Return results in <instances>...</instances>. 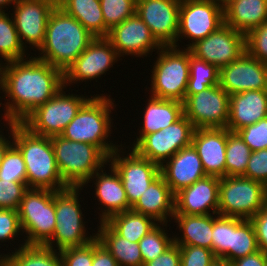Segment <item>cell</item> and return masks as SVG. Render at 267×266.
Returning a JSON list of instances; mask_svg holds the SVG:
<instances>
[{"instance_id":"6da1fadb","label":"cell","mask_w":267,"mask_h":266,"mask_svg":"<svg viewBox=\"0 0 267 266\" xmlns=\"http://www.w3.org/2000/svg\"><path fill=\"white\" fill-rule=\"evenodd\" d=\"M63 87L64 72L35 56L0 65V99L7 101L2 109L13 122L21 123Z\"/></svg>"},{"instance_id":"7a4b0ae2","label":"cell","mask_w":267,"mask_h":266,"mask_svg":"<svg viewBox=\"0 0 267 266\" xmlns=\"http://www.w3.org/2000/svg\"><path fill=\"white\" fill-rule=\"evenodd\" d=\"M94 38L76 18L56 6L36 58L65 72Z\"/></svg>"},{"instance_id":"3957f363","label":"cell","mask_w":267,"mask_h":266,"mask_svg":"<svg viewBox=\"0 0 267 266\" xmlns=\"http://www.w3.org/2000/svg\"><path fill=\"white\" fill-rule=\"evenodd\" d=\"M13 144L23 155L28 188L60 191L69 187L59 173L50 137L13 122Z\"/></svg>"},{"instance_id":"277c9868","label":"cell","mask_w":267,"mask_h":266,"mask_svg":"<svg viewBox=\"0 0 267 266\" xmlns=\"http://www.w3.org/2000/svg\"><path fill=\"white\" fill-rule=\"evenodd\" d=\"M110 96L103 93L94 94L81 107L60 136L70 141L95 145L109 157L120 147L108 138L113 131L111 127H114L110 115L116 108L115 100Z\"/></svg>"},{"instance_id":"5b68a950","label":"cell","mask_w":267,"mask_h":266,"mask_svg":"<svg viewBox=\"0 0 267 266\" xmlns=\"http://www.w3.org/2000/svg\"><path fill=\"white\" fill-rule=\"evenodd\" d=\"M59 173L71 187H82L97 171L108 164V156L97 146L51 137Z\"/></svg>"},{"instance_id":"8992f818","label":"cell","mask_w":267,"mask_h":266,"mask_svg":"<svg viewBox=\"0 0 267 266\" xmlns=\"http://www.w3.org/2000/svg\"><path fill=\"white\" fill-rule=\"evenodd\" d=\"M83 189L69 186L55 191L56 225L53 236L44 245L53 249L57 247L56 250L61 251L69 247L86 245L96 238V233L88 235L85 227L87 221H84L80 205L82 201H79Z\"/></svg>"},{"instance_id":"52a82bcc","label":"cell","mask_w":267,"mask_h":266,"mask_svg":"<svg viewBox=\"0 0 267 266\" xmlns=\"http://www.w3.org/2000/svg\"><path fill=\"white\" fill-rule=\"evenodd\" d=\"M151 70L149 93L158 99L185 101L189 80L190 50L174 46L162 47L156 52Z\"/></svg>"},{"instance_id":"ba28073f","label":"cell","mask_w":267,"mask_h":266,"mask_svg":"<svg viewBox=\"0 0 267 266\" xmlns=\"http://www.w3.org/2000/svg\"><path fill=\"white\" fill-rule=\"evenodd\" d=\"M18 214L25 233L24 242L44 245L53 236L56 225L55 191L29 188L21 200Z\"/></svg>"},{"instance_id":"9c48e42d","label":"cell","mask_w":267,"mask_h":266,"mask_svg":"<svg viewBox=\"0 0 267 266\" xmlns=\"http://www.w3.org/2000/svg\"><path fill=\"white\" fill-rule=\"evenodd\" d=\"M267 204V187L243 176H225L219 181L218 214L250 220Z\"/></svg>"},{"instance_id":"30bf717a","label":"cell","mask_w":267,"mask_h":266,"mask_svg":"<svg viewBox=\"0 0 267 266\" xmlns=\"http://www.w3.org/2000/svg\"><path fill=\"white\" fill-rule=\"evenodd\" d=\"M63 87L55 96L45 104L37 107L21 123L32 133L54 137L60 136L65 127L77 115L81 107L92 97L83 94H66Z\"/></svg>"},{"instance_id":"8fae6325","label":"cell","mask_w":267,"mask_h":266,"mask_svg":"<svg viewBox=\"0 0 267 266\" xmlns=\"http://www.w3.org/2000/svg\"><path fill=\"white\" fill-rule=\"evenodd\" d=\"M223 24V9L214 0H181L175 47L180 48L178 41L187 38L190 42L184 46L189 49Z\"/></svg>"},{"instance_id":"7c38bea8","label":"cell","mask_w":267,"mask_h":266,"mask_svg":"<svg viewBox=\"0 0 267 266\" xmlns=\"http://www.w3.org/2000/svg\"><path fill=\"white\" fill-rule=\"evenodd\" d=\"M195 128L183 115L163 130L144 135L132 148L139 156L161 166L179 150L190 146Z\"/></svg>"},{"instance_id":"4fadbf2b","label":"cell","mask_w":267,"mask_h":266,"mask_svg":"<svg viewBox=\"0 0 267 266\" xmlns=\"http://www.w3.org/2000/svg\"><path fill=\"white\" fill-rule=\"evenodd\" d=\"M122 145L120 144L121 147L108 157V165L119 174L129 205L132 207L150 183L160 175V166L139 156L132 148H129V153L127 151L126 154V147Z\"/></svg>"},{"instance_id":"5bb4252c","label":"cell","mask_w":267,"mask_h":266,"mask_svg":"<svg viewBox=\"0 0 267 266\" xmlns=\"http://www.w3.org/2000/svg\"><path fill=\"white\" fill-rule=\"evenodd\" d=\"M118 60H122L107 37H95L64 72V87L101 79ZM73 83V84H72ZM71 84V85H70Z\"/></svg>"},{"instance_id":"9a60e30c","label":"cell","mask_w":267,"mask_h":266,"mask_svg":"<svg viewBox=\"0 0 267 266\" xmlns=\"http://www.w3.org/2000/svg\"><path fill=\"white\" fill-rule=\"evenodd\" d=\"M230 95L218 84L190 95L184 102V115L195 129L226 128Z\"/></svg>"},{"instance_id":"2e32d148","label":"cell","mask_w":267,"mask_h":266,"mask_svg":"<svg viewBox=\"0 0 267 266\" xmlns=\"http://www.w3.org/2000/svg\"><path fill=\"white\" fill-rule=\"evenodd\" d=\"M189 50L196 58L213 64L220 70L246 52V36L223 24L215 32L193 44Z\"/></svg>"},{"instance_id":"e0dca14e","label":"cell","mask_w":267,"mask_h":266,"mask_svg":"<svg viewBox=\"0 0 267 266\" xmlns=\"http://www.w3.org/2000/svg\"><path fill=\"white\" fill-rule=\"evenodd\" d=\"M57 0H17L11 10L14 24L23 47L37 51L41 48L47 23ZM27 45V46H26Z\"/></svg>"},{"instance_id":"ac0fdd59","label":"cell","mask_w":267,"mask_h":266,"mask_svg":"<svg viewBox=\"0 0 267 266\" xmlns=\"http://www.w3.org/2000/svg\"><path fill=\"white\" fill-rule=\"evenodd\" d=\"M181 0H136L135 13L162 47L177 42Z\"/></svg>"},{"instance_id":"d6986e66","label":"cell","mask_w":267,"mask_h":266,"mask_svg":"<svg viewBox=\"0 0 267 266\" xmlns=\"http://www.w3.org/2000/svg\"><path fill=\"white\" fill-rule=\"evenodd\" d=\"M107 38L119 56L123 58L126 55L133 56V58L147 57L153 51H159L162 48L153 37L149 27L136 13L114 26Z\"/></svg>"},{"instance_id":"ffe728a7","label":"cell","mask_w":267,"mask_h":266,"mask_svg":"<svg viewBox=\"0 0 267 266\" xmlns=\"http://www.w3.org/2000/svg\"><path fill=\"white\" fill-rule=\"evenodd\" d=\"M219 85L229 94L267 90V64L245 52L220 69Z\"/></svg>"},{"instance_id":"44dd1931","label":"cell","mask_w":267,"mask_h":266,"mask_svg":"<svg viewBox=\"0 0 267 266\" xmlns=\"http://www.w3.org/2000/svg\"><path fill=\"white\" fill-rule=\"evenodd\" d=\"M219 177L205 176L175 194L174 214H218ZM212 211V213H211Z\"/></svg>"},{"instance_id":"7402d4cb","label":"cell","mask_w":267,"mask_h":266,"mask_svg":"<svg viewBox=\"0 0 267 266\" xmlns=\"http://www.w3.org/2000/svg\"><path fill=\"white\" fill-rule=\"evenodd\" d=\"M109 166L110 173L107 172L105 168H102L82 186H88V183L92 182L94 183L92 187L95 185L94 195L99 202L98 205H101L98 207L101 212L98 213L99 222L107 221L111 216L117 213L131 210L122 180L116 170L111 165Z\"/></svg>"},{"instance_id":"603a6c76","label":"cell","mask_w":267,"mask_h":266,"mask_svg":"<svg viewBox=\"0 0 267 266\" xmlns=\"http://www.w3.org/2000/svg\"><path fill=\"white\" fill-rule=\"evenodd\" d=\"M191 144L202 161L206 175L219 178L226 176L227 128L195 129Z\"/></svg>"},{"instance_id":"cb8c5ba5","label":"cell","mask_w":267,"mask_h":266,"mask_svg":"<svg viewBox=\"0 0 267 266\" xmlns=\"http://www.w3.org/2000/svg\"><path fill=\"white\" fill-rule=\"evenodd\" d=\"M160 174L174 194L207 176L192 144L165 161L160 166Z\"/></svg>"},{"instance_id":"d4e9b609","label":"cell","mask_w":267,"mask_h":266,"mask_svg":"<svg viewBox=\"0 0 267 266\" xmlns=\"http://www.w3.org/2000/svg\"><path fill=\"white\" fill-rule=\"evenodd\" d=\"M267 117V90H250L230 95L226 128L236 132Z\"/></svg>"},{"instance_id":"484cf974","label":"cell","mask_w":267,"mask_h":266,"mask_svg":"<svg viewBox=\"0 0 267 266\" xmlns=\"http://www.w3.org/2000/svg\"><path fill=\"white\" fill-rule=\"evenodd\" d=\"M131 210L149 216L160 224L171 222L175 212V194L161 174L150 183Z\"/></svg>"},{"instance_id":"4316f807","label":"cell","mask_w":267,"mask_h":266,"mask_svg":"<svg viewBox=\"0 0 267 266\" xmlns=\"http://www.w3.org/2000/svg\"><path fill=\"white\" fill-rule=\"evenodd\" d=\"M143 108L142 126L134 139L132 147L144 136L163 130L178 121L184 115L183 102L170 99H158L149 95ZM136 140V141H135Z\"/></svg>"},{"instance_id":"83f0119b","label":"cell","mask_w":267,"mask_h":266,"mask_svg":"<svg viewBox=\"0 0 267 266\" xmlns=\"http://www.w3.org/2000/svg\"><path fill=\"white\" fill-rule=\"evenodd\" d=\"M224 24L247 34L267 21V0H235L223 9Z\"/></svg>"},{"instance_id":"f1b7e54d","label":"cell","mask_w":267,"mask_h":266,"mask_svg":"<svg viewBox=\"0 0 267 266\" xmlns=\"http://www.w3.org/2000/svg\"><path fill=\"white\" fill-rule=\"evenodd\" d=\"M173 220L182 233L173 235L177 245H193L212 250L213 214L185 215L174 214Z\"/></svg>"},{"instance_id":"f546056e","label":"cell","mask_w":267,"mask_h":266,"mask_svg":"<svg viewBox=\"0 0 267 266\" xmlns=\"http://www.w3.org/2000/svg\"><path fill=\"white\" fill-rule=\"evenodd\" d=\"M96 238L115 258L119 266H143V258L137 242L120 236L106 221L98 222Z\"/></svg>"},{"instance_id":"4dcf8cb0","label":"cell","mask_w":267,"mask_h":266,"mask_svg":"<svg viewBox=\"0 0 267 266\" xmlns=\"http://www.w3.org/2000/svg\"><path fill=\"white\" fill-rule=\"evenodd\" d=\"M57 6L76 18L95 37H105L100 0H57Z\"/></svg>"},{"instance_id":"1f68e13d","label":"cell","mask_w":267,"mask_h":266,"mask_svg":"<svg viewBox=\"0 0 267 266\" xmlns=\"http://www.w3.org/2000/svg\"><path fill=\"white\" fill-rule=\"evenodd\" d=\"M106 222L120 236L137 243L159 224L153 218L132 210L117 213Z\"/></svg>"},{"instance_id":"d6a6232c","label":"cell","mask_w":267,"mask_h":266,"mask_svg":"<svg viewBox=\"0 0 267 266\" xmlns=\"http://www.w3.org/2000/svg\"><path fill=\"white\" fill-rule=\"evenodd\" d=\"M10 12H0V65L3 61L8 63L23 60L30 55L20 42L13 17L9 16Z\"/></svg>"},{"instance_id":"836d02e7","label":"cell","mask_w":267,"mask_h":266,"mask_svg":"<svg viewBox=\"0 0 267 266\" xmlns=\"http://www.w3.org/2000/svg\"><path fill=\"white\" fill-rule=\"evenodd\" d=\"M259 250L254 226L250 220L231 217V262Z\"/></svg>"},{"instance_id":"e575fe53","label":"cell","mask_w":267,"mask_h":266,"mask_svg":"<svg viewBox=\"0 0 267 266\" xmlns=\"http://www.w3.org/2000/svg\"><path fill=\"white\" fill-rule=\"evenodd\" d=\"M220 70L213 64L200 60L190 51L189 80L185 100L192 94L219 84Z\"/></svg>"},{"instance_id":"d590c367","label":"cell","mask_w":267,"mask_h":266,"mask_svg":"<svg viewBox=\"0 0 267 266\" xmlns=\"http://www.w3.org/2000/svg\"><path fill=\"white\" fill-rule=\"evenodd\" d=\"M251 149L237 132L227 129L225 153L226 176H243L251 155Z\"/></svg>"},{"instance_id":"8d00e7d4","label":"cell","mask_w":267,"mask_h":266,"mask_svg":"<svg viewBox=\"0 0 267 266\" xmlns=\"http://www.w3.org/2000/svg\"><path fill=\"white\" fill-rule=\"evenodd\" d=\"M166 229L167 223H159L138 242L139 249L143 258V264L159 257L168 247H170L174 243L173 236H171L170 234L168 235Z\"/></svg>"},{"instance_id":"74e56055","label":"cell","mask_w":267,"mask_h":266,"mask_svg":"<svg viewBox=\"0 0 267 266\" xmlns=\"http://www.w3.org/2000/svg\"><path fill=\"white\" fill-rule=\"evenodd\" d=\"M100 3L105 21V37L114 26L135 14L136 0H100Z\"/></svg>"},{"instance_id":"f35d334b","label":"cell","mask_w":267,"mask_h":266,"mask_svg":"<svg viewBox=\"0 0 267 266\" xmlns=\"http://www.w3.org/2000/svg\"><path fill=\"white\" fill-rule=\"evenodd\" d=\"M212 252L231 262V217L213 214Z\"/></svg>"},{"instance_id":"ab89813d","label":"cell","mask_w":267,"mask_h":266,"mask_svg":"<svg viewBox=\"0 0 267 266\" xmlns=\"http://www.w3.org/2000/svg\"><path fill=\"white\" fill-rule=\"evenodd\" d=\"M0 179L27 183L24 158L19 149L12 144L5 152L0 164Z\"/></svg>"},{"instance_id":"60d3db41","label":"cell","mask_w":267,"mask_h":266,"mask_svg":"<svg viewBox=\"0 0 267 266\" xmlns=\"http://www.w3.org/2000/svg\"><path fill=\"white\" fill-rule=\"evenodd\" d=\"M245 36L246 52L267 64V21L249 31Z\"/></svg>"},{"instance_id":"b9f144b4","label":"cell","mask_w":267,"mask_h":266,"mask_svg":"<svg viewBox=\"0 0 267 266\" xmlns=\"http://www.w3.org/2000/svg\"><path fill=\"white\" fill-rule=\"evenodd\" d=\"M236 132L252 152L267 149V117Z\"/></svg>"},{"instance_id":"7bdbcfd3","label":"cell","mask_w":267,"mask_h":266,"mask_svg":"<svg viewBox=\"0 0 267 266\" xmlns=\"http://www.w3.org/2000/svg\"><path fill=\"white\" fill-rule=\"evenodd\" d=\"M28 189L27 183L0 179V208L18 211L24 193Z\"/></svg>"},{"instance_id":"ee69618b","label":"cell","mask_w":267,"mask_h":266,"mask_svg":"<svg viewBox=\"0 0 267 266\" xmlns=\"http://www.w3.org/2000/svg\"><path fill=\"white\" fill-rule=\"evenodd\" d=\"M181 266H210L216 256L212 250L193 246L179 245Z\"/></svg>"},{"instance_id":"f6af8a7d","label":"cell","mask_w":267,"mask_h":266,"mask_svg":"<svg viewBox=\"0 0 267 266\" xmlns=\"http://www.w3.org/2000/svg\"><path fill=\"white\" fill-rule=\"evenodd\" d=\"M19 235L23 236L18 211L0 208V243L19 240Z\"/></svg>"},{"instance_id":"bcb514c9","label":"cell","mask_w":267,"mask_h":266,"mask_svg":"<svg viewBox=\"0 0 267 266\" xmlns=\"http://www.w3.org/2000/svg\"><path fill=\"white\" fill-rule=\"evenodd\" d=\"M59 253L63 266H92L93 241L83 246L63 249Z\"/></svg>"},{"instance_id":"7dc6e473","label":"cell","mask_w":267,"mask_h":266,"mask_svg":"<svg viewBox=\"0 0 267 266\" xmlns=\"http://www.w3.org/2000/svg\"><path fill=\"white\" fill-rule=\"evenodd\" d=\"M244 177L261 182L267 187V149L251 152Z\"/></svg>"},{"instance_id":"c3c4849f","label":"cell","mask_w":267,"mask_h":266,"mask_svg":"<svg viewBox=\"0 0 267 266\" xmlns=\"http://www.w3.org/2000/svg\"><path fill=\"white\" fill-rule=\"evenodd\" d=\"M250 221L254 226L258 248L267 255V204Z\"/></svg>"},{"instance_id":"681fc988","label":"cell","mask_w":267,"mask_h":266,"mask_svg":"<svg viewBox=\"0 0 267 266\" xmlns=\"http://www.w3.org/2000/svg\"><path fill=\"white\" fill-rule=\"evenodd\" d=\"M143 266H181L179 245L173 243L159 257Z\"/></svg>"},{"instance_id":"f907efd6","label":"cell","mask_w":267,"mask_h":266,"mask_svg":"<svg viewBox=\"0 0 267 266\" xmlns=\"http://www.w3.org/2000/svg\"><path fill=\"white\" fill-rule=\"evenodd\" d=\"M92 266H119L115 258L97 238L93 240Z\"/></svg>"},{"instance_id":"816d5d0a","label":"cell","mask_w":267,"mask_h":266,"mask_svg":"<svg viewBox=\"0 0 267 266\" xmlns=\"http://www.w3.org/2000/svg\"><path fill=\"white\" fill-rule=\"evenodd\" d=\"M232 266H267V255L258 250L256 253L244 256L231 262Z\"/></svg>"},{"instance_id":"f5cc1de1","label":"cell","mask_w":267,"mask_h":266,"mask_svg":"<svg viewBox=\"0 0 267 266\" xmlns=\"http://www.w3.org/2000/svg\"><path fill=\"white\" fill-rule=\"evenodd\" d=\"M6 125V127H5ZM8 130V138H6V135H3V130H0V164L2 162L3 156L6 152V150L13 144V123H6L3 125ZM9 128H8V127ZM10 131V132H9ZM2 132V133H1Z\"/></svg>"},{"instance_id":"db71d44e","label":"cell","mask_w":267,"mask_h":266,"mask_svg":"<svg viewBox=\"0 0 267 266\" xmlns=\"http://www.w3.org/2000/svg\"><path fill=\"white\" fill-rule=\"evenodd\" d=\"M210 266H232L231 262L227 259L216 257Z\"/></svg>"},{"instance_id":"11a10c76","label":"cell","mask_w":267,"mask_h":266,"mask_svg":"<svg viewBox=\"0 0 267 266\" xmlns=\"http://www.w3.org/2000/svg\"><path fill=\"white\" fill-rule=\"evenodd\" d=\"M16 1L17 0H0V12L6 11L5 9H7V11H8L9 6L11 5V7H12V5ZM7 6H8V8H7Z\"/></svg>"},{"instance_id":"9f6ffc18","label":"cell","mask_w":267,"mask_h":266,"mask_svg":"<svg viewBox=\"0 0 267 266\" xmlns=\"http://www.w3.org/2000/svg\"><path fill=\"white\" fill-rule=\"evenodd\" d=\"M222 9H224L227 5L232 3L235 0H214Z\"/></svg>"},{"instance_id":"6f0895ef","label":"cell","mask_w":267,"mask_h":266,"mask_svg":"<svg viewBox=\"0 0 267 266\" xmlns=\"http://www.w3.org/2000/svg\"><path fill=\"white\" fill-rule=\"evenodd\" d=\"M1 107H3V104H2V102L0 103V109H1ZM2 117H1V119L3 120L4 119V121H5V123H13V121H11L10 119H9V117L7 116V114L4 112V114L2 113V114H0ZM0 130H4V129H1L0 128Z\"/></svg>"},{"instance_id":"680465c9","label":"cell","mask_w":267,"mask_h":266,"mask_svg":"<svg viewBox=\"0 0 267 266\" xmlns=\"http://www.w3.org/2000/svg\"><path fill=\"white\" fill-rule=\"evenodd\" d=\"M4 258H5V253H0V265H3L4 262Z\"/></svg>"}]
</instances>
